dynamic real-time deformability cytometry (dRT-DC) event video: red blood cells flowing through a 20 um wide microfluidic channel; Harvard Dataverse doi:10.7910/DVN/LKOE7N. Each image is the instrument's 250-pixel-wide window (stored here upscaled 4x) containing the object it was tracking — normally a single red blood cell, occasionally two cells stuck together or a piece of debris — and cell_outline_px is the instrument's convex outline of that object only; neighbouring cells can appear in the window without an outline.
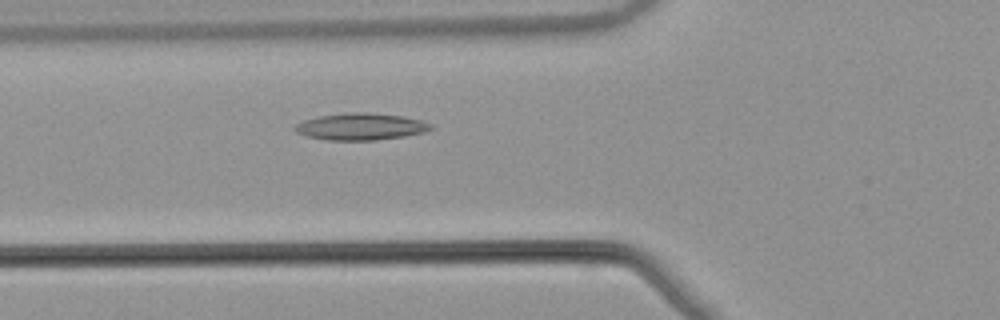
{"species": "common noctule bat (a hibernating species)", "species_latin": "Nyctalus noctula", "temperature_condition": "warm", "stored_images_in_passage": 34, "camera_frame_rate_fps": 3000, "um_per_image_px": 0.085, "animal": {"sex": "male", "body_mass_g": 21.5, "forearm_length_mm": 52.0}, "frame": {"image": 1, "passage_image": 5, "time_ms": 1.333, "image_size_px": [1000, 320], "cell_outline_px": [[432, 128], [424, 132], [404, 136], [376, 140], [328, 140], [308, 136], [296, 132], [292, 128], [296, 124], [304, 120], [320, 116], [348, 112], [368, 112], [404, 116], [420, 120], [432, 124]], "centroid_in_image_um": [30.66, 10.75], "position_along_channel_um": 95.1, "area_um2": 21.21}}
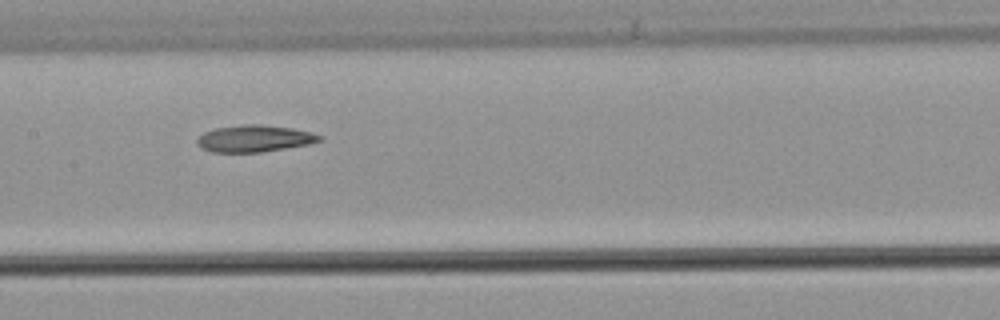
{"frame": {"image": 2, "passage_image": 12, "time_ms": 3.667, "image_size_px": [1000, 320], "cell_outline_px": [[324, 136], [320, 140], [312, 144], [260, 152], [212, 152], [200, 148], [196, 144], [196, 140], [204, 132], [216, 128], [244, 124], [260, 124], [292, 128], [312, 132]], "centroid_in_image_um": [21.64, 11.77], "position_along_channel_um": 185.8, "area_um2": 19.25}}
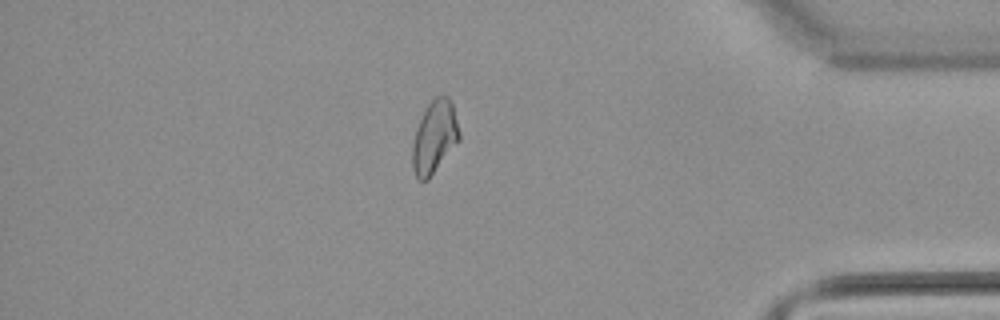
{"frame": {"image": 3, "passage_image": 31, "time_ms": 10.0, "image_size_px": [1000, 320], "cell_outline_px": [[460, 140], [428, 180], [420, 180], [416, 176], [412, 168], [412, 144], [416, 128], [428, 104], [436, 96], [448, 96], [452, 104], [460, 132]], "centroid_in_image_um": [36.93, 11.67], "position_along_channel_um": 398.3, "area_um2": 19.71}}